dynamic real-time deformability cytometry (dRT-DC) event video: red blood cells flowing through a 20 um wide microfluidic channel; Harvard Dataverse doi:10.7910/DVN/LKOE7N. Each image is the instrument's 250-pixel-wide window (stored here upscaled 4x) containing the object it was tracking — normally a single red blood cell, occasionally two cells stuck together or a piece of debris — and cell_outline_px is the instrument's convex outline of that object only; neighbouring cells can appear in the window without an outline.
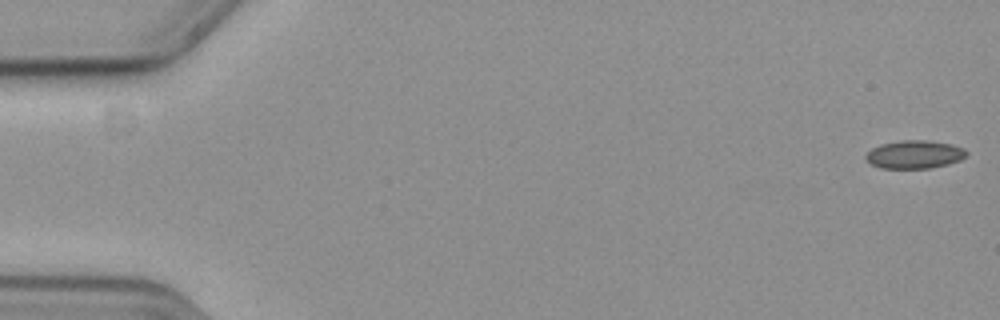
{"species": "common noctule bat (a hibernating species)", "species_latin": "Nyctalus noctula", "temperature_condition": "cold", "stored_images_in_passage": 57, "camera_frame_rate_fps": 3000, "um_per_image_px": 0.085, "animal": {"sex": "female", "body_mass_g": 19.3, "forearm_length_mm": 54.1}, "frame": {"image": 1, "passage_image": 1, "time_ms": 0.0, "image_size_px": [1000, 320], "cell_outline_px": [[968, 152], [960, 160], [948, 164], [928, 168], [880, 168], [872, 164], [864, 156], [872, 148], [880, 144], [900, 140], [928, 140], [952, 144], [964, 148]], "centroid_in_image_um": [77.74, 13.11], "position_along_channel_um": 7.3, "area_um2": 16.47}}
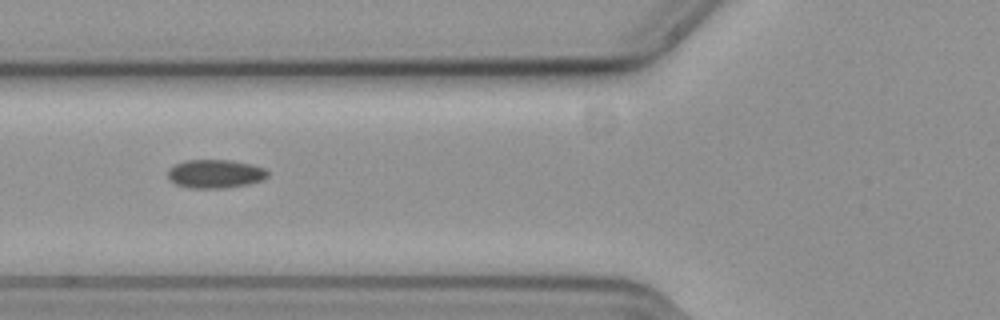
{"frame": {"image": 2, "passage_image": 22, "time_ms": 7.0, "image_size_px": [1000, 320], "cell_outline_px": [[268, 176], [264, 180], [248, 184], [224, 188], [192, 188], [176, 184], [168, 176], [168, 172], [176, 164], [184, 160], [232, 160], [252, 164], [264, 168], [268, 172]], "centroid_in_image_um": [18.35, 14.77], "position_along_channel_um": 107.5, "area_um2": 16.53}}
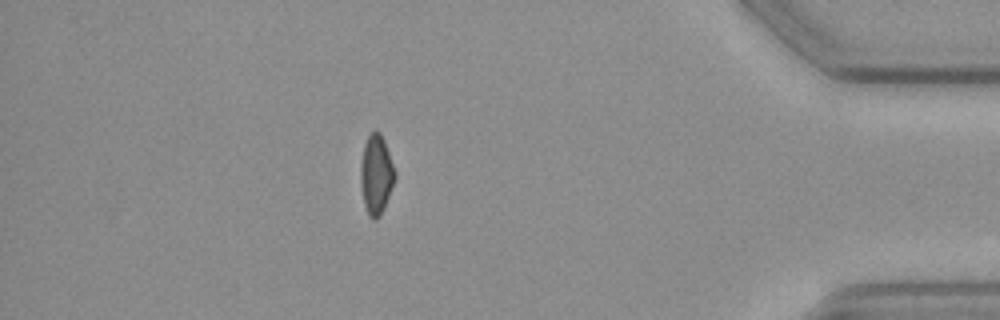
{"frame": {"image": 3, "passage_image": 50, "time_ms": 16.333, "image_size_px": [1000, 320], "cell_outline_px": [[396, 176], [384, 208], [380, 216], [376, 220], [372, 220], [368, 216], [364, 204], [360, 184], [360, 164], [364, 144], [368, 136], [376, 128], [380, 132], [384, 140], [396, 172]], "centroid_in_image_um": [31.96, 14.84], "position_along_channel_um": 403.2, "area_um2": 16.07}}